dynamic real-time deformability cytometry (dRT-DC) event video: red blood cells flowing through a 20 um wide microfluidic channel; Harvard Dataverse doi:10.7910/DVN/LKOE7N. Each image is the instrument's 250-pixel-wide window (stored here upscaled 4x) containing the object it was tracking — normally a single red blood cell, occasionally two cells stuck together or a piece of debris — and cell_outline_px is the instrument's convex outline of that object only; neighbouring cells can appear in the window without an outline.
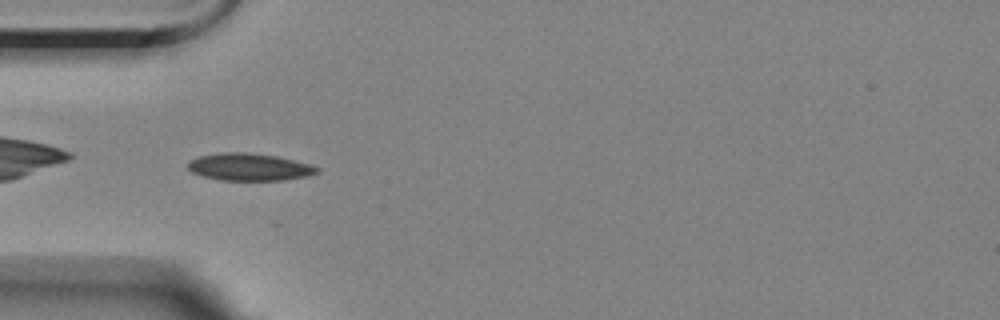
{"species": "Egyptian fruit bat (a non-hibernating species)", "species_latin": "Rousettus aegyptiacus", "temperature_condition": "room temperature", "stored_images_in_passage": 5, "camera_frame_rate_fps": 3000, "um_per_image_px": 0.085, "animal": {"sex": "female"}, "frame": {"image": 1, "passage_image": 4, "time_ms": 3.333, "image_size_px": [1000, 320], "cell_outline_px": [[320, 172], [308, 176], [284, 180], [220, 180], [204, 176], [192, 172], [188, 168], [188, 164], [192, 160], [200, 156], [224, 152], [244, 152], [276, 156], [308, 164], [320, 168]], "centroid_in_image_um": [21.22, 14.2], "position_along_channel_um": 63.8, "area_um2": 20.29}}
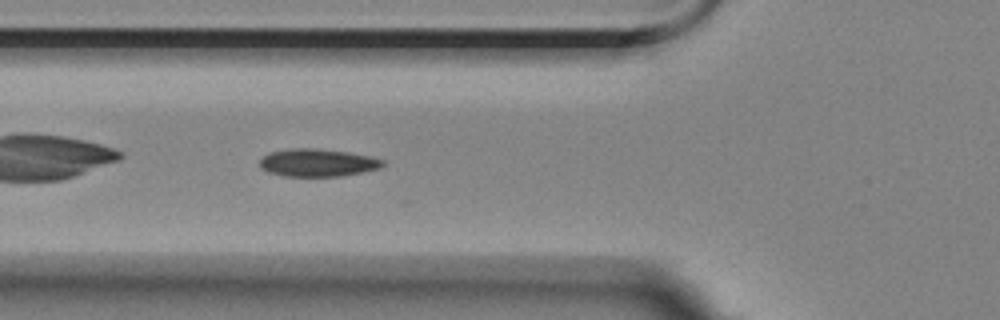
{"frame": {"image": 2, "passage_image": 5, "time_ms": 4.333, "image_size_px": [1000, 320], "cell_outline_px": [[384, 164], [380, 168], [340, 176], [284, 176], [268, 172], [260, 168], [260, 160], [268, 152], [292, 148], [316, 148], [348, 152], [372, 156], [384, 160]], "centroid_in_image_um": [26.98, 13.82], "position_along_channel_um": 98.8, "area_um2": 19.88}}